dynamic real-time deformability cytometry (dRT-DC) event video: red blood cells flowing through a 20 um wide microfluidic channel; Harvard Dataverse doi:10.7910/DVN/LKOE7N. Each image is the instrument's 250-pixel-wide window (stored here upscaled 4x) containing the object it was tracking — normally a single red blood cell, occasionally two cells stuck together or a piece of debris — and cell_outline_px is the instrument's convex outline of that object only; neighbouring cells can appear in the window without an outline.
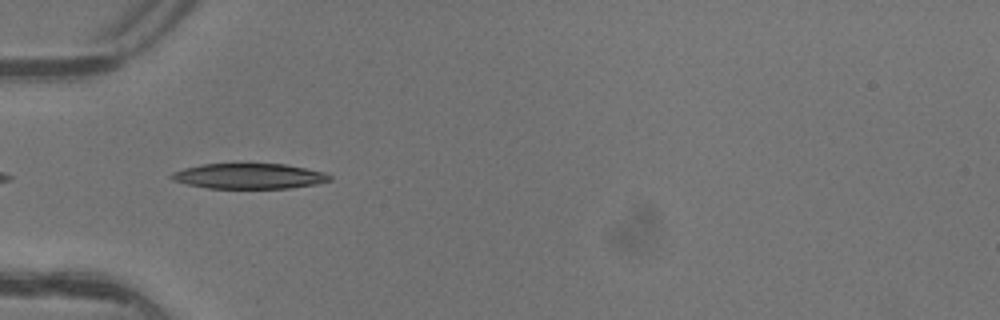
{"species": "common noctule bat (a hibernating species)", "species_latin": "Nyctalus noctula", "temperature_condition": "warm", "stored_images_in_passage": 3, "camera_frame_rate_fps": 3000, "um_per_image_px": 0.085, "animal": {"sex": "female"}, "frame": {"image": 1, "passage_image": 1, "time_ms": 0.0, "image_size_px": [1000, 320], "cell_outline_px": [[332, 180], [316, 184], [288, 188], [208, 188], [188, 184], [172, 180], [168, 176], [172, 172], [184, 168], [204, 164], [284, 164], [324, 172], [332, 176]], "centroid_in_image_um": [21.16, 14.97], "position_along_channel_um": 63.8, "area_um2": 23.24}}
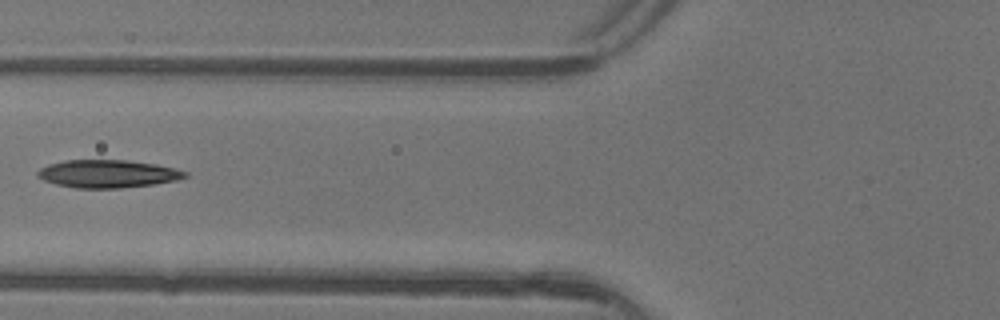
{"frame": {"image": 2, "passage_image": 2, "time_ms": 0.333, "image_size_px": [1000, 320], "cell_outline_px": [[188, 176], [176, 180], [152, 184], [120, 188], [76, 188], [56, 184], [44, 180], [36, 176], [36, 172], [40, 168], [48, 164], [64, 160], [128, 160], [156, 164], [176, 168], [188, 172]], "centroid_in_image_um": [9.15, 14.76], "position_along_channel_um": 116.7, "area_um2": 23.99}}
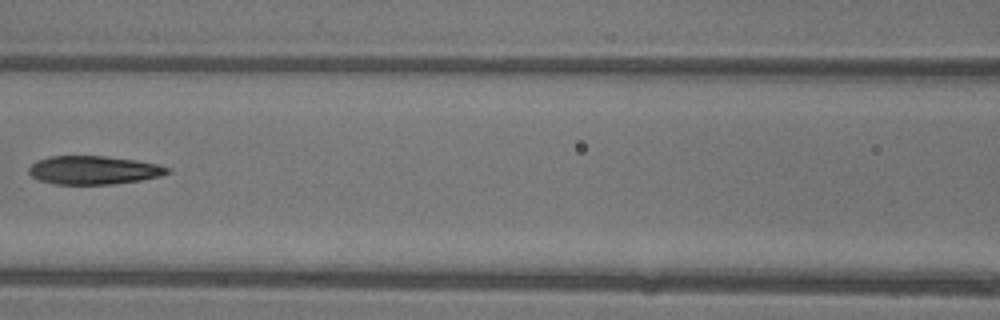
{"frame": {"image": 3, "passage_image": 3, "time_ms": 0.667, "image_size_px": [1000, 320], "cell_outline_px": [[172, 172], [160, 176], [140, 180], [112, 184], [56, 184], [40, 180], [32, 176], [28, 172], [28, 168], [36, 160], [52, 156], [104, 156], [136, 160], [156, 164], [172, 168]], "centroid_in_image_um": [7.98, 14.46], "position_along_channel_um": 158.6, "area_um2": 22.95}}